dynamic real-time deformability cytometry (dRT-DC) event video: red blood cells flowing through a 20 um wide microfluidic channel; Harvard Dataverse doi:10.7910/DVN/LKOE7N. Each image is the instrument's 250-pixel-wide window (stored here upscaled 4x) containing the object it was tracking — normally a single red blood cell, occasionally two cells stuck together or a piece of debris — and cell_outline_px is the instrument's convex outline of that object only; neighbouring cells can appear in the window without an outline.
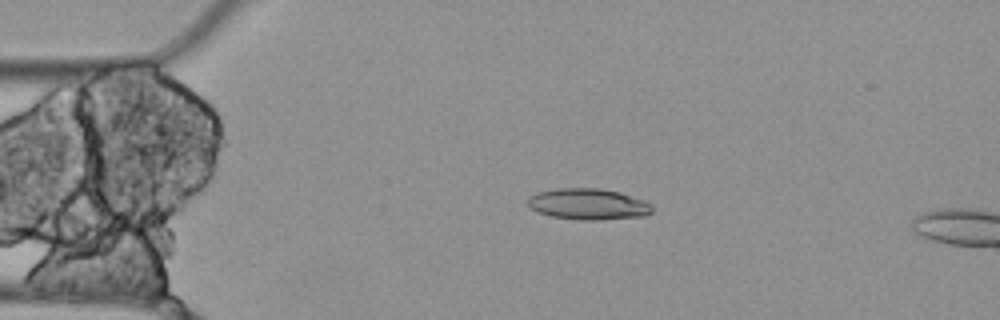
{"species": "Egyptian fruit bat (a non-hibernating species)", "species_latin": "Rousettus aegyptiacus", "temperature_condition": "cold", "stored_images_in_passage": 5, "camera_frame_rate_fps": 3000, "um_per_image_px": 0.085, "animal": {"sex": "female"}, "frame": {"image": 1, "passage_image": 4, "time_ms": 1.0, "image_size_px": [1000, 320], "cell_outline_px": [[652, 212], [644, 216], [600, 220], [580, 220], [552, 216], [536, 212], [528, 204], [528, 196], [536, 192], [556, 188], [600, 188], [620, 192], [644, 200], [652, 204]], "centroid_in_image_um": [49.99, 17.34], "position_along_channel_um": 35.0, "area_um2": 22.77}}